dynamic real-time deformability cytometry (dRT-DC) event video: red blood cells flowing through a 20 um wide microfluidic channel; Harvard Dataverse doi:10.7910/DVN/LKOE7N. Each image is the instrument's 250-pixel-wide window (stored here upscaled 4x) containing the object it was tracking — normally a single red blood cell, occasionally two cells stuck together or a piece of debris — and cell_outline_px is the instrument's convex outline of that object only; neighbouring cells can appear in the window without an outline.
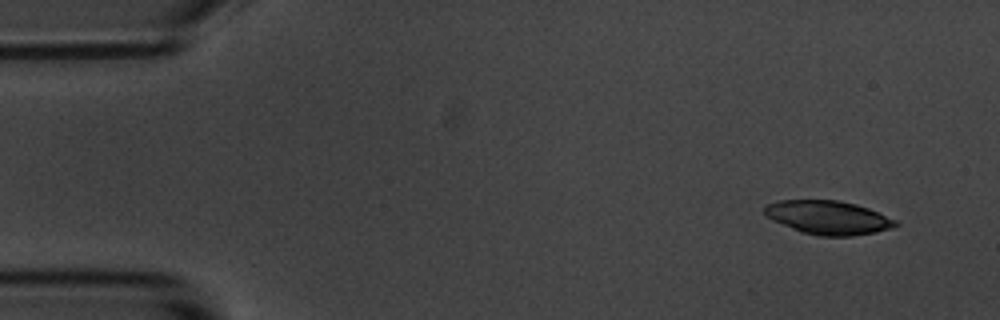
{"species": "common noctule bat (a hibernating species)", "species_latin": "Nyctalus noctula", "temperature_condition": "room temperature", "stored_images_in_passage": 4, "camera_frame_rate_fps": 3000, "um_per_image_px": 0.085, "animal": {"sex": "male", "body_mass_g": 20.1, "forearm_length_mm": 53.5}, "frame": {"image": 1, "passage_image": 1, "time_ms": 0.0, "image_size_px": [1000, 320], "cell_outline_px": [[900, 224], [892, 228], [876, 232], [852, 236], [820, 236], [800, 232], [772, 220], [764, 216], [764, 208], [768, 204], [780, 200], [836, 200], [856, 204], [868, 208], [896, 220]], "centroid_in_image_um": [70.38, 18.5], "position_along_channel_um": 14.6, "area_um2": 25.78}}
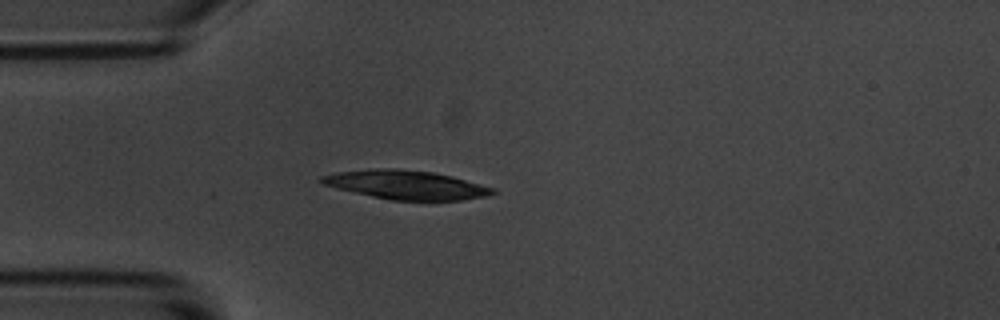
{"frame": {"image": 2, "passage_image": 4, "time_ms": 3.667, "image_size_px": [1000, 320], "cell_outline_px": [[496, 192], [488, 196], [460, 200], [392, 200], [372, 196], [336, 188], [324, 184], [316, 180], [320, 176], [336, 172], [376, 168], [396, 168], [432, 172], [452, 176], [496, 188]], "centroid_in_image_um": [34.52, 15.7], "position_along_channel_um": 50.5, "area_um2": 28.84}}